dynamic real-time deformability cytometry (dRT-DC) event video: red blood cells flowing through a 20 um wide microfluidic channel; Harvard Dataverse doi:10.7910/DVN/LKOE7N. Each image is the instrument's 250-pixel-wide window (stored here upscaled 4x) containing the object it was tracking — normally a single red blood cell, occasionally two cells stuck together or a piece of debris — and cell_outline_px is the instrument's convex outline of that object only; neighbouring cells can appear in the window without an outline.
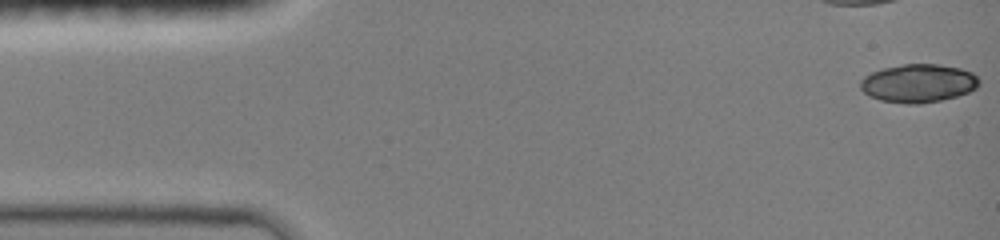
{"species": "common noctule bat (a hibernating species)", "species_latin": "Nyctalus noctula", "temperature_condition": "room temperature", "stored_images_in_passage": 5, "camera_frame_rate_fps": 3000, "um_per_image_px": 0.085, "animal": {"sex": "female", "body_mass_g": 19.0, "forearm_length_mm": 51.5}, "frame": {"image": 1, "passage_image": 1, "time_ms": 0.0, "image_size_px": [1000, 240], "cell_outline_px": [[980, 84], [976, 88], [968, 92], [956, 96], [940, 100], [920, 104], [908, 104], [880, 100], [868, 96], [860, 88], [860, 80], [864, 76], [872, 72], [884, 68], [904, 64], [940, 64], [960, 68], [972, 72], [980, 80]], "centroid_in_image_um": [78.05, 7.07], "position_along_channel_um": 6.9, "area_um2": 26.59}}